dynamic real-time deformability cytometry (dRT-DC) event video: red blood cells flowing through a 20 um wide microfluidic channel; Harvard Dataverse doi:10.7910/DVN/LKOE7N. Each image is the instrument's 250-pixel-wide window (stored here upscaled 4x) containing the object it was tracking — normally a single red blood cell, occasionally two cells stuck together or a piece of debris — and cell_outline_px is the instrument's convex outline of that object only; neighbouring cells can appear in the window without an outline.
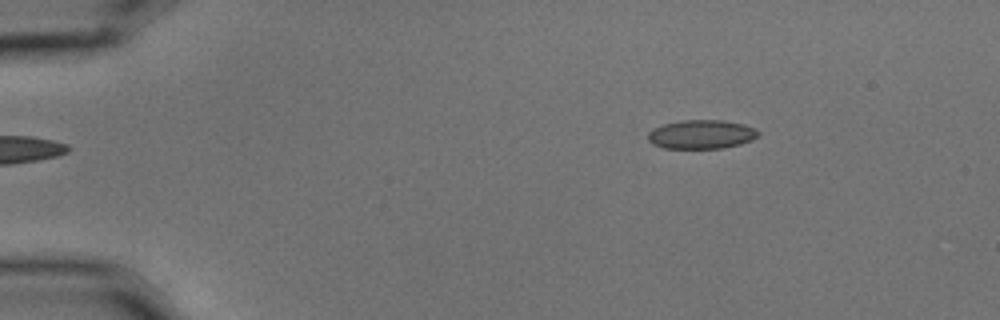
{"species": "common noctule bat (a hibernating species)", "species_latin": "Nyctalus noctula", "temperature_condition": "cold", "stored_images_in_passage": 8, "camera_frame_rate_fps": 3000, "um_per_image_px": 0.085, "animal": {"sex": "male", "body_mass_g": 15.6}, "frame": {"image": 1, "passage_image": 1, "time_ms": 0.0, "image_size_px": [1000, 320], "cell_outline_px": [[760, 136], [752, 140], [740, 144], [720, 148], [664, 148], [652, 144], [648, 140], [648, 132], [652, 128], [664, 124], [680, 120], [724, 120], [744, 124], [756, 128], [760, 132]], "centroid_in_image_um": [59.64, 11.41], "position_along_channel_um": 25.4, "area_um2": 18.79}}
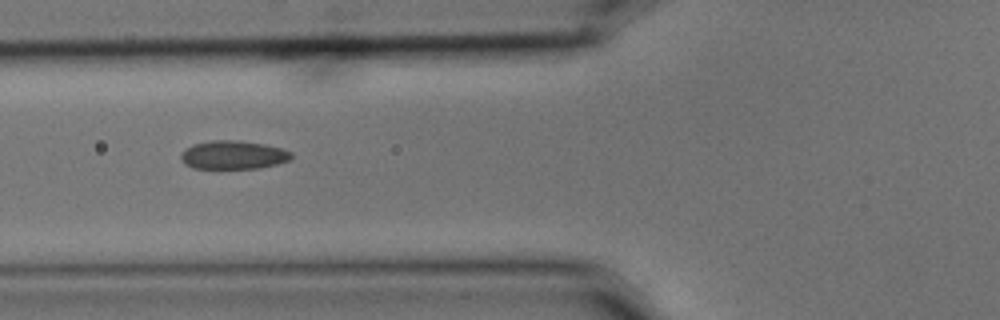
{"frame": {"image": 2, "passage_image": 4, "time_ms": 1.0, "image_size_px": [1000, 320], "cell_outline_px": [[292, 156], [288, 160], [276, 164], [260, 168], [220, 172], [192, 168], [184, 164], [180, 156], [192, 144], [212, 140], [236, 140], [264, 144], [280, 148], [292, 152]], "centroid_in_image_um": [19.78, 13.23], "position_along_channel_um": 106.0, "area_um2": 19.13}}
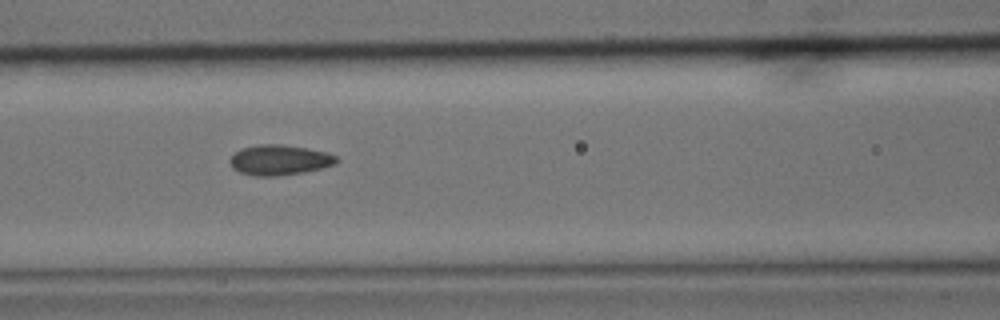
{"frame": {"image": 3, "passage_image": 5, "time_ms": 1.333, "image_size_px": [1000, 320], "cell_outline_px": [[340, 160], [336, 164], [304, 172], [272, 176], [256, 176], [240, 172], [232, 168], [228, 160], [240, 148], [260, 144], [280, 144], [328, 152], [336, 156]], "centroid_in_image_um": [23.75, 13.59], "position_along_channel_um": 142.9, "area_um2": 18.73}}